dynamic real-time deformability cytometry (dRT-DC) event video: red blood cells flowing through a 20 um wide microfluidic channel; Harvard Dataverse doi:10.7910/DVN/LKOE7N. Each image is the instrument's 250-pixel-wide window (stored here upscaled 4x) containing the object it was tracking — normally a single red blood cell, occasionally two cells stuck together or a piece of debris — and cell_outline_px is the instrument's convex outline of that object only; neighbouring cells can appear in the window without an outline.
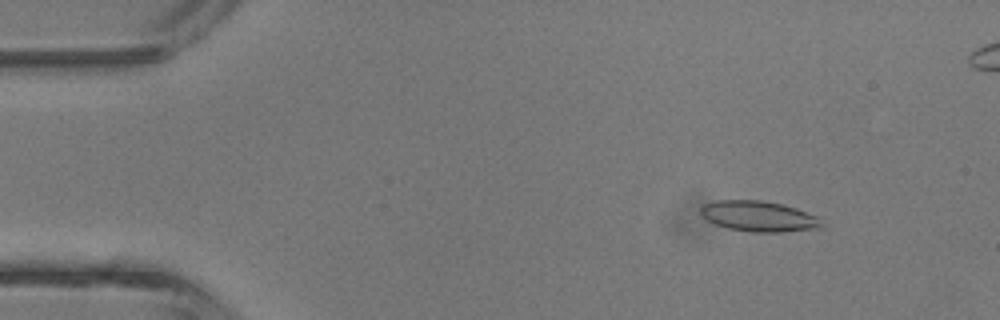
{"species": "common noctule bat (a hibernating species)", "species_latin": "Nyctalus noctula", "temperature_condition": "room temperature", "stored_images_in_passage": 40, "segment_of_instrument_passage": [1, 2], "camera_frame_rate_fps": 3000, "um_per_image_px": 0.085, "animal": {"sex": "male", "body_mass_g": 13.3}, "frame": {"image": 1, "passage_image": 1, "time_ms": 0.0, "image_size_px": [1000, 320], "cell_outline_px": [[824, 228], [780, 232], [752, 232], [728, 228], [716, 224], [708, 220], [700, 212], [700, 208], [704, 204], [716, 200], [760, 200], [784, 204], [796, 208], [816, 216]], "centroid_in_image_um": [64.5, 18.38], "position_along_channel_um": 20.5, "area_um2": 21.44}}
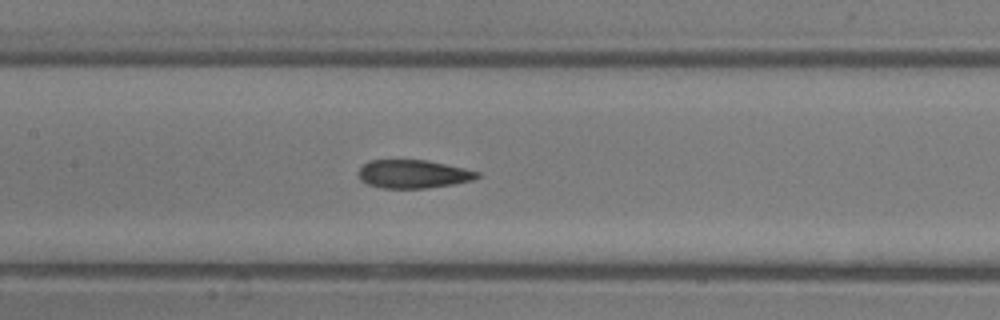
{"frame": {"image": 2, "passage_image": 16, "time_ms": 5.0, "image_size_px": [1000, 320], "cell_outline_px": [[480, 176], [472, 180], [452, 184], [428, 188], [380, 188], [368, 184], [360, 180], [360, 168], [364, 164], [372, 160], [424, 160], [464, 168], [480, 172]], "centroid_in_image_um": [35.13, 14.8], "position_along_channel_um": 172.3, "area_um2": 19.36}}
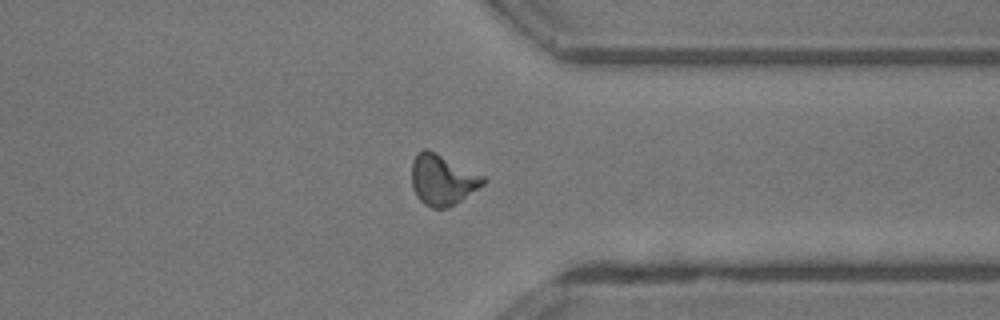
{"frame": {"image": 3, "passage_image": 29, "time_ms": 9.333, "image_size_px": [1000, 320], "cell_outline_px": [[488, 180], [484, 184], [448, 208], [432, 208], [424, 204], [416, 196], [412, 184], [412, 164], [416, 156], [424, 148], [428, 148], [484, 176]], "centroid_in_image_um": [37.61, 15.28], "position_along_channel_um": 373.8, "area_um2": 20.87}}